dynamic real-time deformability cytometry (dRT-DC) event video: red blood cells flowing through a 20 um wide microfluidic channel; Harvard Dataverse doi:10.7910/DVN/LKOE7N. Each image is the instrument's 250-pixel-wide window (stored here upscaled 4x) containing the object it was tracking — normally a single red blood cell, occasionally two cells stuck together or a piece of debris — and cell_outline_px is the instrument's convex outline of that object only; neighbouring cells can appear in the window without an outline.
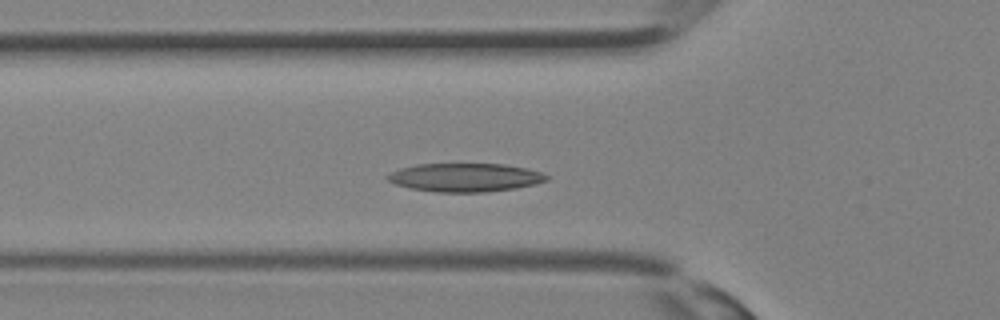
{"species": "Egyptian fruit bat (a non-hibernating species)", "species_latin": "Rousettus aegyptiacus", "temperature_condition": "room temperature", "stored_images_in_passage": 31, "camera_frame_rate_fps": 3000, "um_per_image_px": 0.085, "animal": {"sex": "female"}, "frame": {"image": 1, "passage_image": 9, "time_ms": 2.667, "image_size_px": [1000, 320], "cell_outline_px": [[548, 180], [536, 184], [516, 188], [484, 192], [436, 192], [412, 188], [396, 184], [388, 180], [384, 176], [400, 168], [416, 164], [504, 164], [528, 168], [540, 172], [548, 176]], "centroid_in_image_um": [39.55, 15.08], "position_along_channel_um": 86.2, "area_um2": 26.36}}
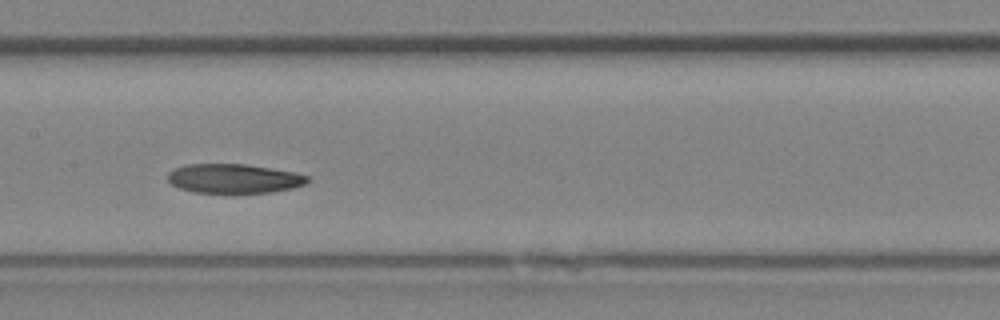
{"frame": {"image": 2, "passage_image": 14, "time_ms": 4.333, "image_size_px": [1000, 320], "cell_outline_px": [[312, 180], [304, 184], [292, 188], [272, 192], [232, 196], [192, 192], [180, 188], [172, 184], [168, 180], [168, 172], [176, 168], [188, 164], [244, 164], [272, 168], [296, 172], [308, 176]], "centroid_in_image_um": [19.91, 15.22], "position_along_channel_um": 187.5, "area_um2": 24.85}}
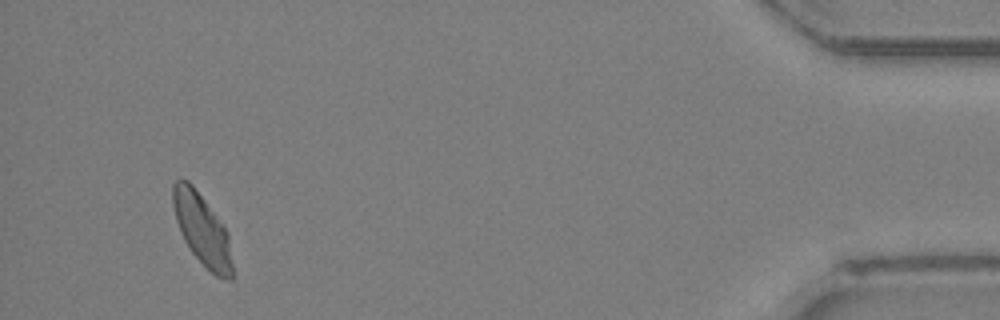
{"frame": {"image": 3, "passage_image": 29, "time_ms": 9.333, "image_size_px": [1000, 320], "cell_outline_px": [[232, 280], [228, 280], [216, 276], [192, 252], [184, 240], [180, 232], [176, 220], [172, 204], [172, 184], [180, 176], [188, 180], [192, 184], [224, 224], [228, 232], [232, 264]], "centroid_in_image_um": [17.16, 19.45], "position_along_channel_um": 418.0, "area_um2": 24.8}}